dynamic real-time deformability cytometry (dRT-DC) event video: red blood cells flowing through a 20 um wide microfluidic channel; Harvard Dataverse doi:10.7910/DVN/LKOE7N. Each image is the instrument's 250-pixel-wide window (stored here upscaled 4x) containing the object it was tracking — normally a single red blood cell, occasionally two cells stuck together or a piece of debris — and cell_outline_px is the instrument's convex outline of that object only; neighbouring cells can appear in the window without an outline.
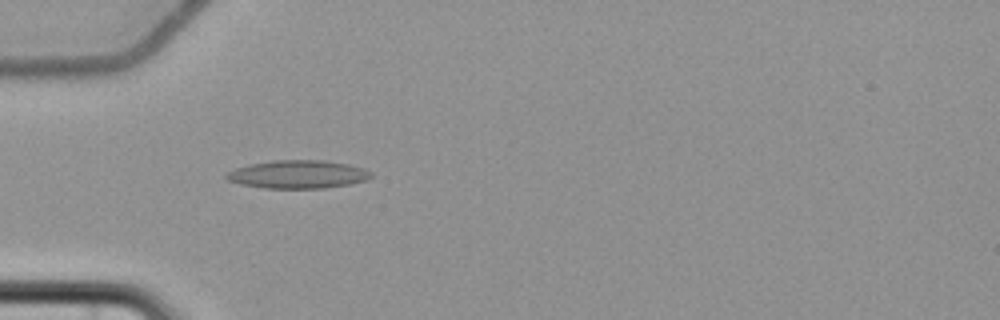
{"species": "common noctule bat (a hibernating species)", "species_latin": "Nyctalus noctula", "temperature_condition": "cold", "stored_images_in_passage": 4, "camera_frame_rate_fps": 3000, "um_per_image_px": 0.085, "animal": {"sex": "female", "body_mass_g": 22.7, "forearm_length_mm": 54.2}, "frame": {"image": 1, "passage_image": 4, "time_ms": 3.667, "image_size_px": [1000, 320], "cell_outline_px": [[372, 176], [368, 180], [352, 184], [324, 188], [264, 188], [240, 184], [228, 180], [224, 176], [228, 172], [236, 168], [248, 164], [272, 160], [324, 160], [348, 164], [364, 168], [372, 172]], "centroid_in_image_um": [25.35, 14.82], "position_along_channel_um": 59.7, "area_um2": 23.93}}